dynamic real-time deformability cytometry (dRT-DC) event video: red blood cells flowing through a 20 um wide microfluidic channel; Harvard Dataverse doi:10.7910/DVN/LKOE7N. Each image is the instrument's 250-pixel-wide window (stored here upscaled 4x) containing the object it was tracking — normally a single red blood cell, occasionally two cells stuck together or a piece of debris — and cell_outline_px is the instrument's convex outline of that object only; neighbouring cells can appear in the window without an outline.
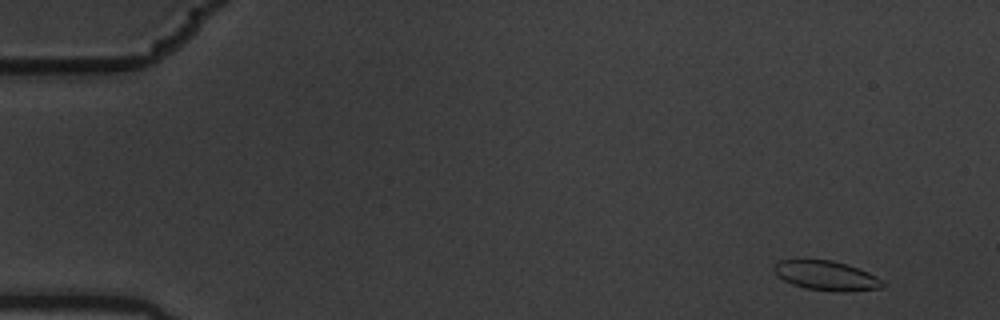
{"species": "common noctule bat (a hibernating species)", "species_latin": "Nyctalus noctula", "temperature_condition": "warm", "stored_images_in_passage": 5, "camera_frame_rate_fps": 3000, "um_per_image_px": 0.085, "animal": {"sex": "male", "body_mass_g": 19.5, "forearm_length_mm": 54.6}, "frame": {"image": 1, "passage_image": 1, "time_ms": 0.0, "image_size_px": [1000, 320], "cell_outline_px": [[884, 284], [880, 288], [840, 292], [808, 288], [792, 284], [784, 280], [772, 268], [780, 260], [832, 260], [868, 272], [876, 276]], "centroid_in_image_um": [70.23, 23.43], "position_along_channel_um": 14.8, "area_um2": 18.09}}
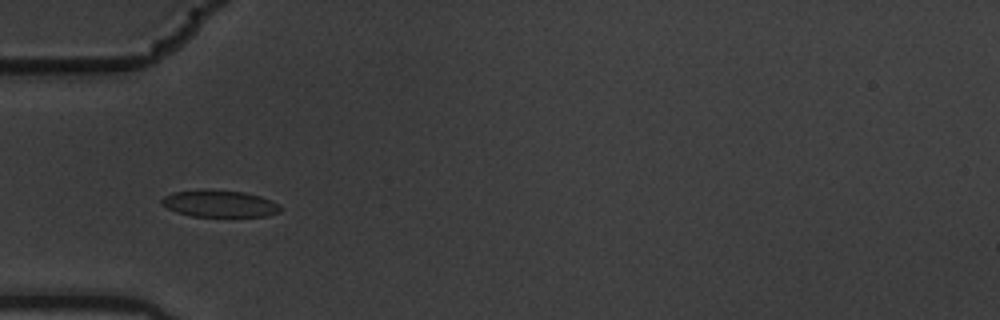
{"frame": {"image": 2, "passage_image": 5, "time_ms": 1.333, "image_size_px": [1000, 320], "cell_outline_px": [[280, 212], [268, 216], [192, 216], [176, 212], [160, 204], [160, 200], [164, 196], [172, 192], [204, 188], [208, 188], [244, 192], [260, 196], [276, 204], [280, 208]], "centroid_in_image_um": [18.58, 17.29], "position_along_channel_um": 66.4, "area_um2": 18.73}}